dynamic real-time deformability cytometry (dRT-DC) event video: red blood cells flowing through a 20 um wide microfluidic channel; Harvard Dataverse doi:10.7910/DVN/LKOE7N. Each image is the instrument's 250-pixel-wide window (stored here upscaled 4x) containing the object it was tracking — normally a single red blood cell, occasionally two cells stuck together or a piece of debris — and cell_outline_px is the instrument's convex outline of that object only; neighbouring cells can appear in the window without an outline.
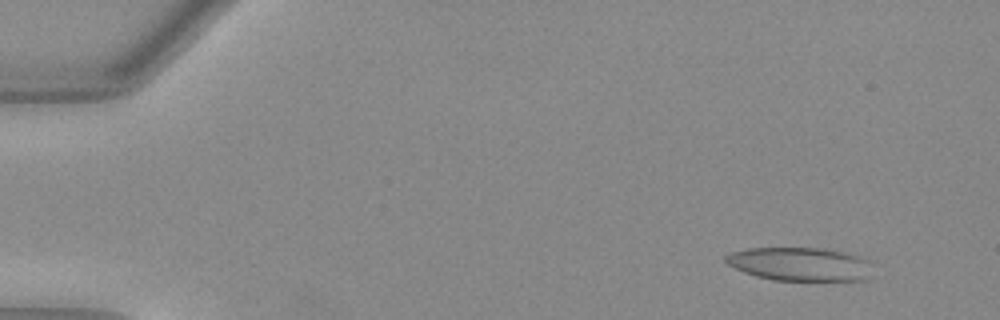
{"species": "Egyptian fruit bat (a non-hibernating species)", "species_latin": "Rousettus aegyptiacus", "temperature_condition": "warm", "stored_images_in_passage": 50, "camera_frame_rate_fps": 3000, "um_per_image_px": 0.085, "animal": {"sex": "female"}, "frame": {"image": 1, "passage_image": 2, "time_ms": 0.333, "image_size_px": [1000, 320], "cell_outline_px": [[864, 280], [772, 280], [756, 276], [744, 272], [728, 264], [724, 260], [724, 256], [732, 252], [748, 248], [824, 248], [864, 256]], "centroid_in_image_um": [67.85, 22.43], "position_along_channel_um": 17.1, "area_um2": 27.98}}
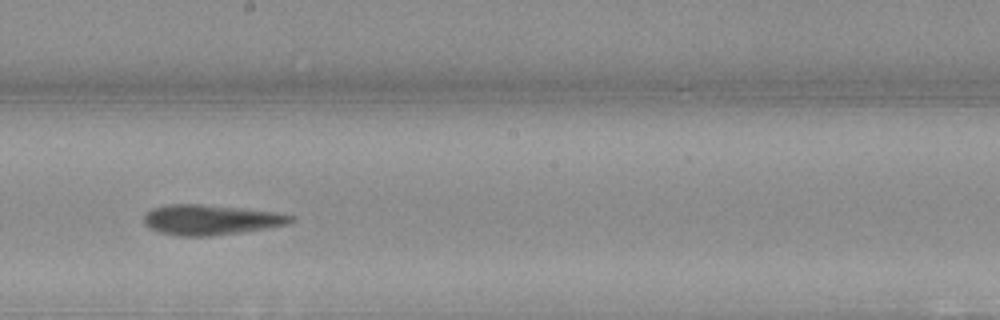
{"frame": {"image": 2, "passage_image": 28, "time_ms": 9.0, "image_size_px": [1000, 320], "cell_outline_px": [[296, 220], [288, 224], [240, 232], [212, 236], [180, 236], [156, 232], [144, 224], [144, 216], [152, 208], [168, 204], [200, 204], [240, 208], [276, 212], [296, 216]], "centroid_in_image_um": [17.9, 18.68], "position_along_channel_um": 230.3, "area_um2": 25.84}}
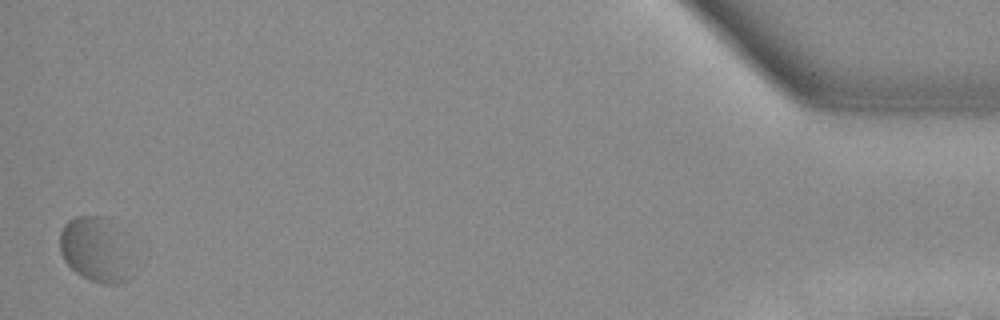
{"frame": {"image": 3, "passage_image": 50, "time_ms": 16.333, "image_size_px": [1000, 320], "cell_outline_px": [[132, 276], [128, 280], [120, 284], [100, 284], [88, 280], [76, 272], [64, 260], [60, 252], [60, 232], [64, 224], [68, 220], [76, 216], [104, 216]], "centroid_in_image_um": [7.92, 21.3], "position_along_channel_um": 427.3, "area_um2": 25.14}, "authors_computed_cell_mechanics": {"area_um2": 25.2586, "velocity_mm_per_s": 3.8396, "shape_relaxation_time_tau1_ms": 2.4079, "shape_relaxation_time_tau2_ms": 1.5208, "deformation_change_tau1": 0.0926, "deformation_change_tau2": 0.0757}}